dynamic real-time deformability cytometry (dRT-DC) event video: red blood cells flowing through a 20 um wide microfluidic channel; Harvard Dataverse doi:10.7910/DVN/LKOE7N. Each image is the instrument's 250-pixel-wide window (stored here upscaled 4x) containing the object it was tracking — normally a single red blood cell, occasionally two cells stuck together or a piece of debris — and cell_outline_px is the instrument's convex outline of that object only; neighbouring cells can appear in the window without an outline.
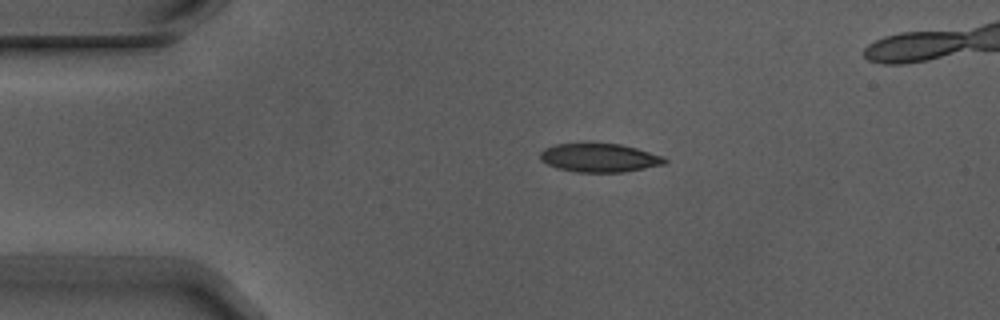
{"species": "Egyptian fruit bat (a non-hibernating species)", "species_latin": "Rousettus aegyptiacus", "temperature_condition": "warm", "stored_images_in_passage": 3, "camera_frame_rate_fps": 3000, "um_per_image_px": 0.085, "animal": {"sex": "male"}, "frame": {"image": 1, "passage_image": 1, "time_ms": 0.0, "image_size_px": [1000, 320], "cell_outline_px": [[668, 160], [664, 164], [624, 172], [576, 172], [556, 168], [540, 160], [540, 152], [544, 148], [556, 144], [620, 144], [636, 148], [664, 156]], "centroid_in_image_um": [50.94, 13.42], "position_along_channel_um": 34.1, "area_um2": 20.63}}